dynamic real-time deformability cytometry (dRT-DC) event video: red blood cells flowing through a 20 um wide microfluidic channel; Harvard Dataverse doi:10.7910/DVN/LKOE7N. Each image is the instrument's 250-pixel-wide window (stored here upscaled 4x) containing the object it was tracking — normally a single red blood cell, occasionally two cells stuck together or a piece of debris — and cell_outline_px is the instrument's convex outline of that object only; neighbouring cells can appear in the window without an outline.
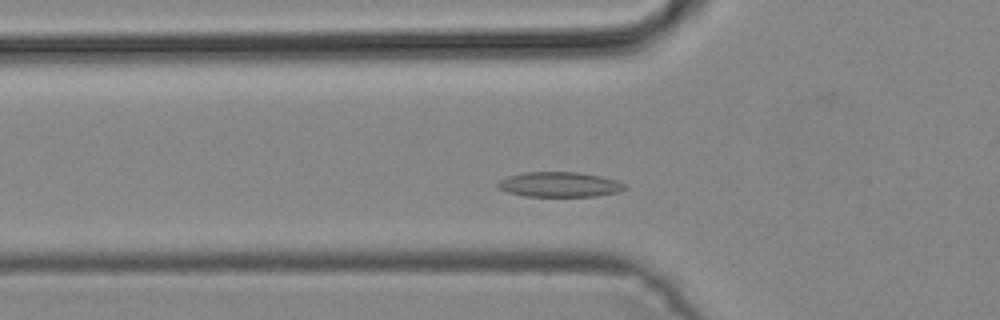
{"species": "common noctule bat (a hibernating species)", "species_latin": "Nyctalus noctula", "temperature_condition": "cold", "stored_images_in_passage": 32, "camera_frame_rate_fps": 3000, "um_per_image_px": 0.085, "animal": {"sex": "male", "body_mass_g": 19.2, "forearm_length_mm": 51.8}, "frame": {"image": 1, "passage_image": 8, "time_ms": 2.333, "image_size_px": [1000, 320], "cell_outline_px": [[624, 188], [620, 192], [596, 196], [524, 196], [508, 192], [500, 188], [496, 184], [500, 180], [508, 176], [524, 172], [580, 172], [600, 176], [616, 180], [624, 184]], "centroid_in_image_um": [47.55, 15.68], "position_along_channel_um": 78.2, "area_um2": 18.38}}
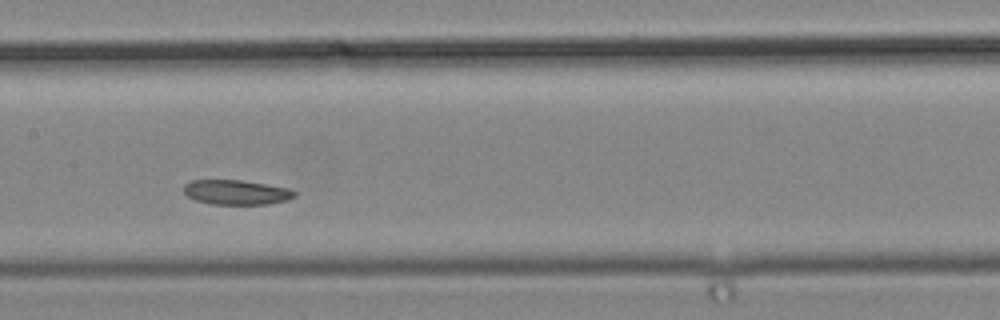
{"frame": {"image": 2, "passage_image": 16, "time_ms": 5.0, "image_size_px": [1000, 320], "cell_outline_px": [[296, 196], [288, 200], [268, 204], [212, 204], [196, 200], [188, 196], [184, 192], [184, 184], [188, 180], [240, 180], [288, 188], [296, 192]], "centroid_in_image_um": [20.08, 16.34], "position_along_channel_um": 187.3, "area_um2": 15.9}}
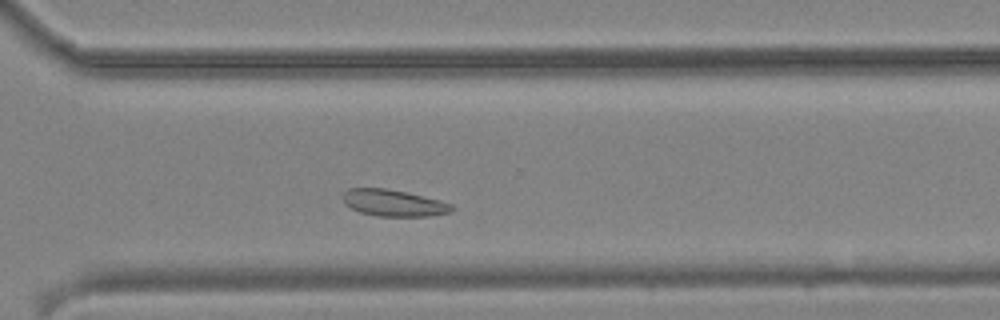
{"frame": {"image": 3, "passage_image": 27, "time_ms": 8.667, "image_size_px": [1000, 320], "cell_outline_px": [[456, 208], [452, 212], [428, 216], [376, 216], [360, 212], [344, 204], [340, 196], [348, 188], [384, 188], [408, 192], [424, 196], [452, 204]], "centroid_in_image_um": [33.44, 17.25], "position_along_channel_um": 337.2, "area_um2": 17.11}}